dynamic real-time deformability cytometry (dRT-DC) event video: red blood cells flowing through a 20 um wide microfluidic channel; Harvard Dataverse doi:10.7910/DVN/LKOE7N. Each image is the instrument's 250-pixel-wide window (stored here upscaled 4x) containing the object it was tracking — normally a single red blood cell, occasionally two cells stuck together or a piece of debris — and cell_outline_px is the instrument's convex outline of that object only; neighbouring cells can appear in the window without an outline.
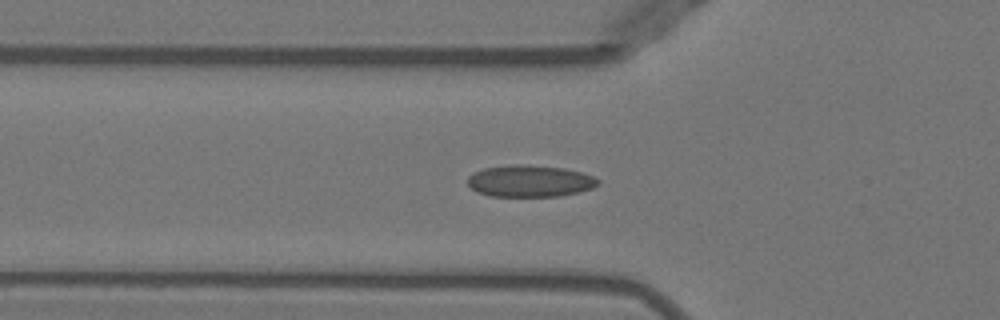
{"species": "Egyptian fruit bat (a non-hibernating species)", "species_latin": "Rousettus aegyptiacus", "temperature_condition": "warm", "stored_images_in_passage": 38, "camera_frame_rate_fps": 3000, "um_per_image_px": 0.085, "animal": {"sex": "female"}, "frame": {"image": 1, "passage_image": 10, "time_ms": 3.0, "image_size_px": [1000, 320], "cell_outline_px": [[600, 184], [592, 188], [580, 192], [556, 196], [488, 196], [476, 192], [468, 184], [468, 176], [472, 172], [484, 168], [516, 164], [528, 164], [564, 168], [580, 172], [592, 176], [600, 180]], "centroid_in_image_um": [45.03, 15.38], "position_along_channel_um": 80.8, "area_um2": 24.28}}
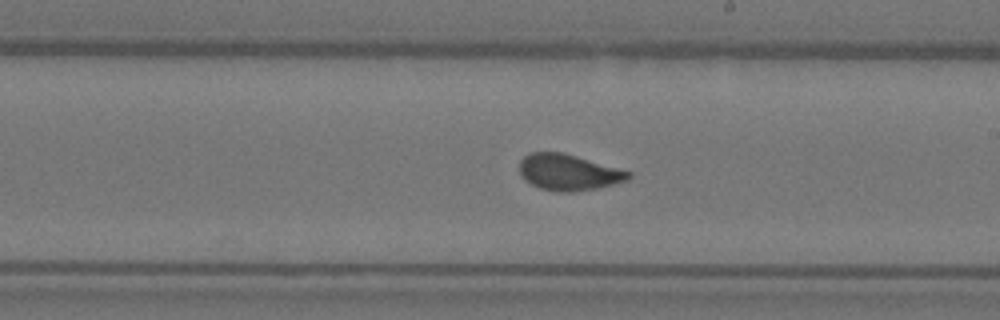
{"frame": {"image": 2, "passage_image": 22, "time_ms": 7.0, "image_size_px": [1000, 320], "cell_outline_px": [[632, 176], [628, 180], [600, 188], [572, 192], [556, 192], [540, 188], [524, 180], [520, 176], [520, 160], [528, 152], [564, 152], [632, 172]], "centroid_in_image_um": [48.32, 14.65], "position_along_channel_um": 240.7, "area_um2": 23.24}}
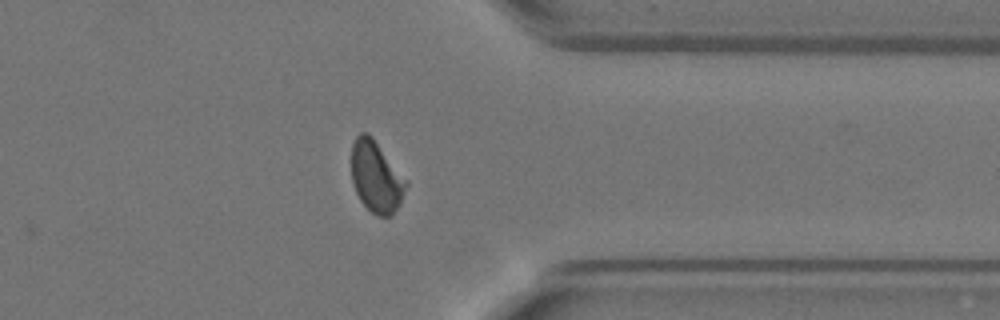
{"frame": {"image": 3, "passage_image": 33, "time_ms": 10.667, "image_size_px": [1000, 320], "cell_outline_px": [[408, 184], [400, 204], [392, 216], [376, 216], [360, 200], [352, 184], [352, 144], [356, 136], [360, 132], [368, 132], [372, 136], [408, 180]], "centroid_in_image_um": [31.99, 15.02], "position_along_channel_um": 379.4, "area_um2": 22.95}, "authors_computed_cell_mechanics": {"area_um2": 23.2067, "velocity_mm_per_s": 3.9808, "shape_relaxation_time_tau1_ms": 6.0035, "shape_relaxation_time_tau2_ms": null, "deformation_change_tau1": 0.1593, "deformation_change_tau2": null}}